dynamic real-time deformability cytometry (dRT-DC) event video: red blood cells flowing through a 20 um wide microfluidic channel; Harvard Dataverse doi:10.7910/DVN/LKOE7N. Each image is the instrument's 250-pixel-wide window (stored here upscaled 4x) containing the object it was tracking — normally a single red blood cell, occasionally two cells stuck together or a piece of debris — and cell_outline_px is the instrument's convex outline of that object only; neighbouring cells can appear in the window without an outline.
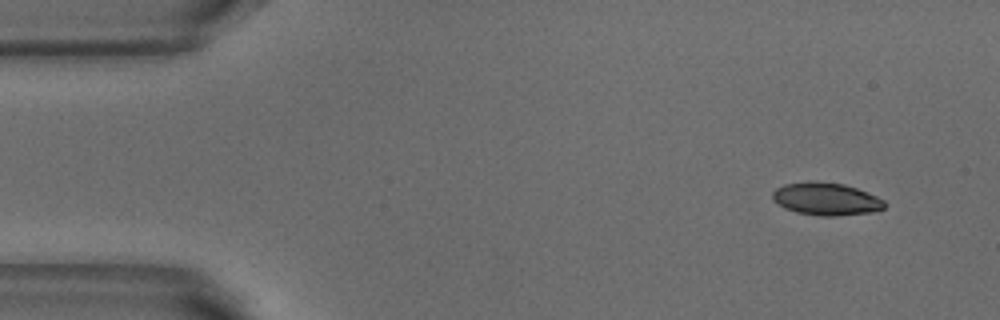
{"species": "common noctule bat (a hibernating species)", "species_latin": "Nyctalus noctula", "temperature_condition": "warm", "stored_images_in_passage": 4, "segment_of_instrument_passage": [2, 2], "camera_frame_rate_fps": 3000, "um_per_image_px": 0.085, "animal": {"sex": "male", "body_mass_g": 18.8}, "frame": {"image": 1, "passage_image": 4, "time_ms": 1.0, "image_size_px": [1000, 320], "cell_outline_px": [[884, 208], [872, 212], [836, 216], [820, 216], [796, 212], [784, 208], [772, 200], [772, 192], [776, 188], [784, 184], [844, 184], [868, 192], [884, 200]], "centroid_in_image_um": [70.23, 16.96], "position_along_channel_um": 14.8, "area_um2": 20.58}}